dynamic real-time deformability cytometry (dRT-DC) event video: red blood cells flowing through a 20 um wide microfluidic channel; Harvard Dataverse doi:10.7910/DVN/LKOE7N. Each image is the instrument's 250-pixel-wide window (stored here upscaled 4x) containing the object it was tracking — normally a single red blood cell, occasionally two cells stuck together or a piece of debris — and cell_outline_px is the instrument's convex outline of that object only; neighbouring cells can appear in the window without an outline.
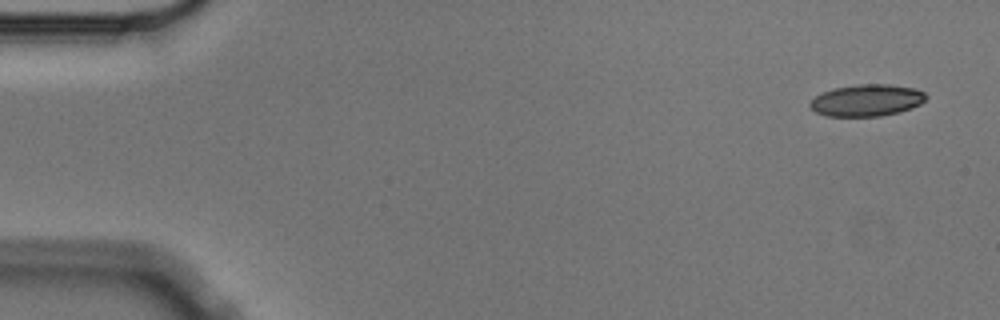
{"species": "Egyptian fruit bat (a non-hibernating species)", "species_latin": "Rousettus aegyptiacus", "temperature_condition": "cold", "stored_images_in_passage": 5, "camera_frame_rate_fps": 3000, "um_per_image_px": 0.085, "animal": {"sex": "male"}, "frame": {"image": 1, "passage_image": 1, "time_ms": 0.0, "image_size_px": [1000, 320], "cell_outline_px": [[928, 96], [920, 104], [912, 108], [900, 112], [880, 116], [824, 116], [816, 112], [808, 104], [816, 96], [832, 88], [856, 84], [888, 84], [916, 88], [924, 92]], "centroid_in_image_um": [73.69, 8.52], "position_along_channel_um": 11.3, "area_um2": 21.62}}
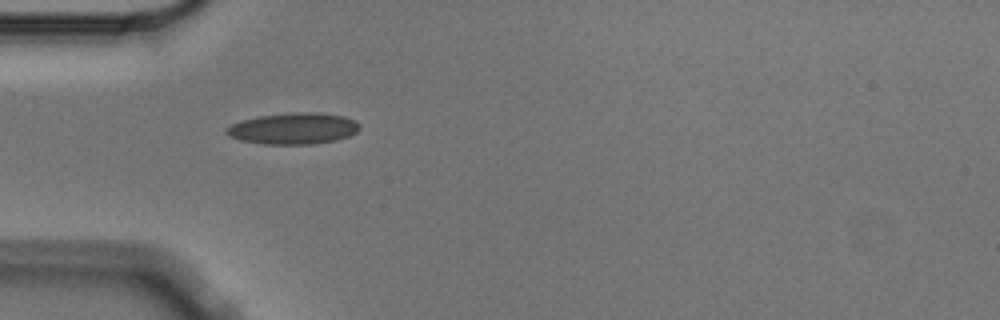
{"frame": {"image": 2, "passage_image": 4, "time_ms": 1.0, "image_size_px": [1000, 320], "cell_outline_px": [[360, 128], [356, 132], [348, 136], [336, 140], [312, 144], [264, 144], [240, 140], [228, 136], [224, 132], [224, 128], [240, 120], [260, 116], [292, 112], [316, 112], [344, 116], [356, 120], [360, 124]], "centroid_in_image_um": [24.92, 10.92], "position_along_channel_um": 60.1, "area_um2": 24.51}}
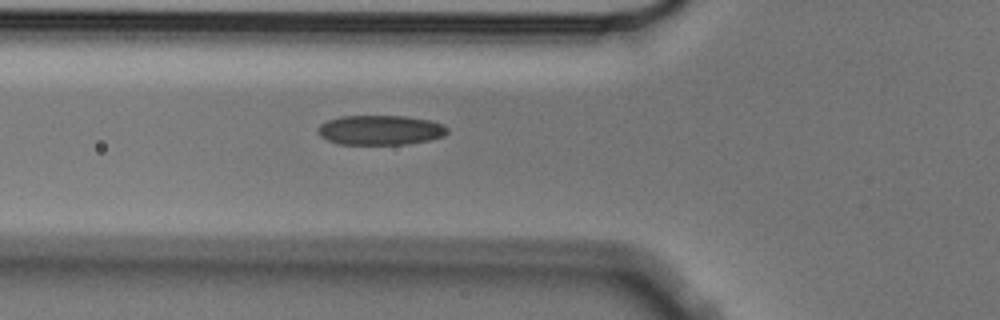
{"frame": {"image": 3, "passage_image": 5, "time_ms": 1.333, "image_size_px": [1000, 320], "cell_outline_px": [[448, 132], [444, 136], [428, 140], [404, 144], [340, 144], [328, 140], [320, 136], [316, 132], [316, 128], [320, 124], [328, 120], [340, 116], [408, 116], [428, 120], [444, 124], [448, 128]], "centroid_in_image_um": [32.31, 11.05], "position_along_channel_um": 93.5, "area_um2": 22.48}}